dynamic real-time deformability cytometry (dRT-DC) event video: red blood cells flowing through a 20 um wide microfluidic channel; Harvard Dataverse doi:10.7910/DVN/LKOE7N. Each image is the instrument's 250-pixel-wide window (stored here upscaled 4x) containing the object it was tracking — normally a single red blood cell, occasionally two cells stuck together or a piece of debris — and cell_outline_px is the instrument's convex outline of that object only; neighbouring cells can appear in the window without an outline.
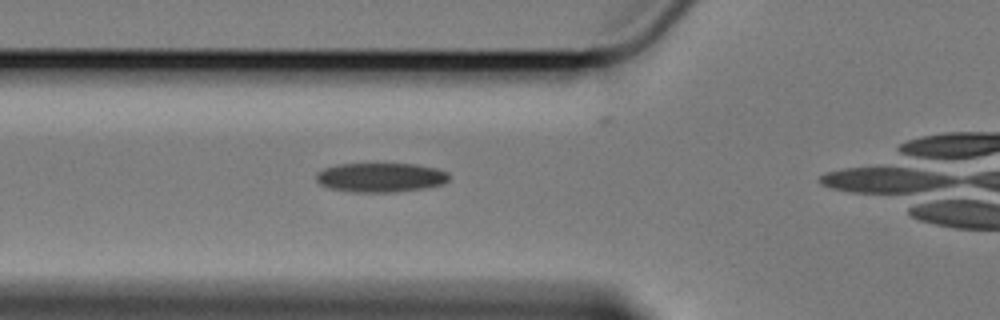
{"species": "Egyptian fruit bat (a non-hibernating species)", "species_latin": "Rousettus aegyptiacus", "temperature_condition": "cold", "stored_images_in_passage": 19, "camera_frame_rate_fps": 3000, "um_per_image_px": 0.085, "animal": {"sex": "female"}, "frame": {"image": 1, "passage_image": 14, "time_ms": 4.333, "image_size_px": [1000, 320], "cell_outline_px": [[448, 180], [444, 184], [424, 188], [396, 192], [352, 192], [328, 188], [320, 184], [316, 180], [316, 172], [324, 168], [340, 164], [416, 164], [436, 168], [448, 172]], "centroid_in_image_um": [32.34, 15.09], "position_along_channel_um": 93.5, "area_um2": 22.77}}